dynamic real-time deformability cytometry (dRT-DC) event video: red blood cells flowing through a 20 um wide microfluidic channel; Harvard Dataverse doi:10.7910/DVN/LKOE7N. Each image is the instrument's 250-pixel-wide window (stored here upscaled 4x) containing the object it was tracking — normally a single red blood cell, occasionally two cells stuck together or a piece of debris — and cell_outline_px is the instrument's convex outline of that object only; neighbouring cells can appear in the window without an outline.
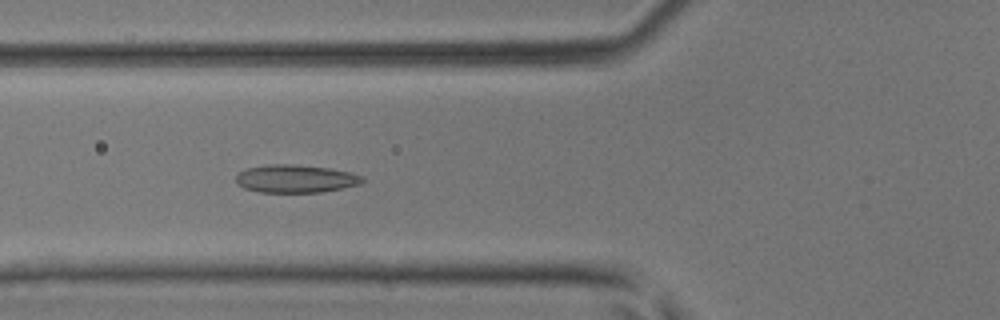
{"species": "common noctule bat (a hibernating species)", "species_latin": "Nyctalus noctula", "temperature_condition": "room temperature", "stored_images_in_passage": 36, "camera_frame_rate_fps": 3000, "um_per_image_px": 0.085, "animal": {"sex": "male", "body_mass_g": 17.9, "forearm_length_mm": 54.2}, "frame": {"image": 1, "passage_image": 13, "time_ms": 4.0, "image_size_px": [1000, 320], "cell_outline_px": [[364, 180], [360, 184], [320, 192], [260, 192], [244, 188], [236, 184], [236, 172], [248, 168], [268, 164], [292, 164], [328, 168], [348, 172], [364, 176]], "centroid_in_image_um": [25.07, 15.19], "position_along_channel_um": 100.7, "area_um2": 20.52}}
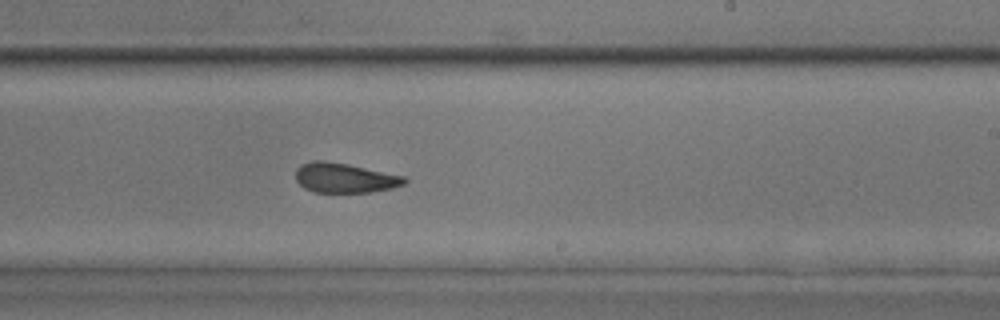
{"frame": {"image": 2, "passage_image": 24, "time_ms": 7.667, "image_size_px": [1000, 320], "cell_outline_px": [[408, 180], [404, 184], [392, 188], [372, 192], [316, 192], [304, 188], [296, 180], [296, 168], [300, 164], [312, 160], [324, 160], [348, 164], [404, 176]], "centroid_in_image_um": [29.27, 15.11], "position_along_channel_um": 259.7, "area_um2": 18.9}}
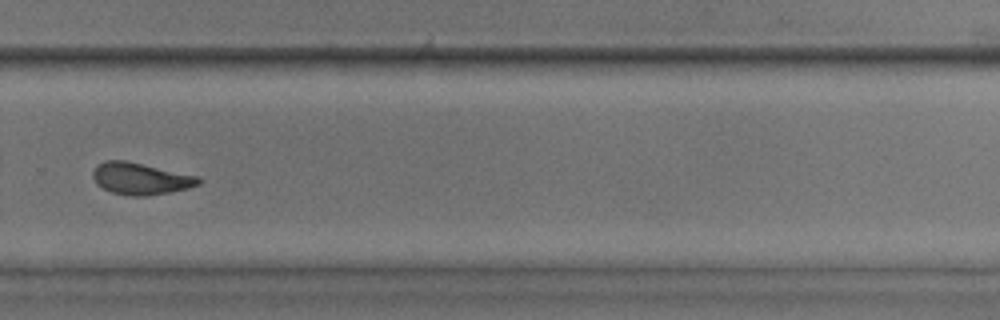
{"frame": {"image": 3, "passage_image": 28, "time_ms": 9.0, "image_size_px": [1000, 320], "cell_outline_px": [[200, 184], [188, 188], [168, 192], [144, 196], [132, 196], [112, 192], [96, 184], [92, 176], [92, 172], [96, 164], [104, 160], [124, 160], [196, 176], [200, 180]], "centroid_in_image_um": [11.88, 15.18], "position_along_channel_um": 317.9, "area_um2": 19.31}}